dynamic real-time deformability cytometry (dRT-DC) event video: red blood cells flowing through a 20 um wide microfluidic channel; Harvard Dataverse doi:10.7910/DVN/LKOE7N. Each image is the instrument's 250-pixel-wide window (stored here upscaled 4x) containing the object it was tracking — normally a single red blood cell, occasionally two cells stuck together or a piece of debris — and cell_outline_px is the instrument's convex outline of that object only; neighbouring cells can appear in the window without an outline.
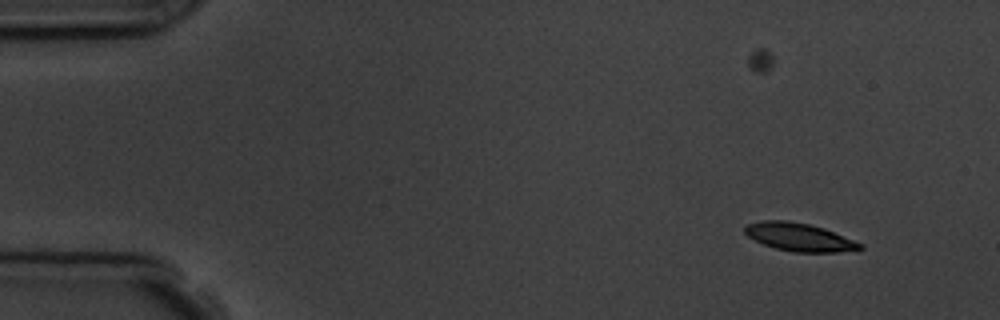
{"species": "common noctule bat (a hibernating species)", "species_latin": "Nyctalus noctula", "temperature_condition": "room temperature", "stored_images_in_passage": 4, "camera_frame_rate_fps": 3000, "um_per_image_px": 0.085, "animal": {"sex": "male", "body_mass_g": 19.5, "forearm_length_mm": 54.6}, "frame": {"image": 1, "passage_image": 1, "time_ms": 0.0, "image_size_px": [1000, 320], "cell_outline_px": [[864, 248], [836, 252], [792, 252], [776, 248], [764, 244], [748, 236], [744, 232], [744, 228], [748, 224], [760, 220], [788, 220], [808, 224], [824, 228], [864, 244]], "centroid_in_image_um": [67.94, 20.14], "position_along_channel_um": 17.1, "area_um2": 18.73}}
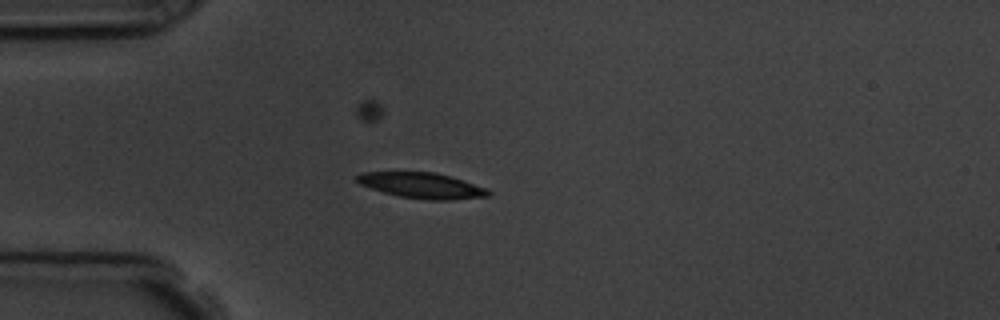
{"frame": {"image": 2, "passage_image": 4, "time_ms": 3.333, "image_size_px": [1000, 320], "cell_outline_px": [[492, 192], [488, 196], [452, 200], [428, 200], [400, 196], [384, 192], [360, 184], [356, 180], [356, 176], [360, 172], [436, 172], [488, 188]], "centroid_in_image_um": [35.89, 15.76], "position_along_channel_um": 49.1, "area_um2": 19.54}}